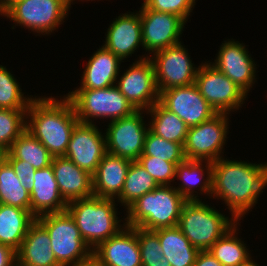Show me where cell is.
Returning a JSON list of instances; mask_svg holds the SVG:
<instances>
[{"label":"cell","instance_id":"44","mask_svg":"<svg viewBox=\"0 0 267 266\" xmlns=\"http://www.w3.org/2000/svg\"><path fill=\"white\" fill-rule=\"evenodd\" d=\"M243 266H260L257 262H255V260H251L248 264L243 265Z\"/></svg>","mask_w":267,"mask_h":266},{"label":"cell","instance_id":"39","mask_svg":"<svg viewBox=\"0 0 267 266\" xmlns=\"http://www.w3.org/2000/svg\"><path fill=\"white\" fill-rule=\"evenodd\" d=\"M3 157L11 164L21 185L26 186L29 192L34 187V175L36 169L25 161L15 159L9 152L3 153Z\"/></svg>","mask_w":267,"mask_h":266},{"label":"cell","instance_id":"14","mask_svg":"<svg viewBox=\"0 0 267 266\" xmlns=\"http://www.w3.org/2000/svg\"><path fill=\"white\" fill-rule=\"evenodd\" d=\"M139 9L142 41L145 53L155 52L181 43L186 22L178 15L148 9L143 3Z\"/></svg>","mask_w":267,"mask_h":266},{"label":"cell","instance_id":"5","mask_svg":"<svg viewBox=\"0 0 267 266\" xmlns=\"http://www.w3.org/2000/svg\"><path fill=\"white\" fill-rule=\"evenodd\" d=\"M202 200L186 201L182 207L178 227L199 251L210 247L238 221Z\"/></svg>","mask_w":267,"mask_h":266},{"label":"cell","instance_id":"11","mask_svg":"<svg viewBox=\"0 0 267 266\" xmlns=\"http://www.w3.org/2000/svg\"><path fill=\"white\" fill-rule=\"evenodd\" d=\"M143 112L147 111L136 110L126 117L109 122L105 131L106 152L131 161L139 159L149 130Z\"/></svg>","mask_w":267,"mask_h":266},{"label":"cell","instance_id":"13","mask_svg":"<svg viewBox=\"0 0 267 266\" xmlns=\"http://www.w3.org/2000/svg\"><path fill=\"white\" fill-rule=\"evenodd\" d=\"M116 82L120 92L136 110H149L159 102L154 67L149 54L139 56Z\"/></svg>","mask_w":267,"mask_h":266},{"label":"cell","instance_id":"32","mask_svg":"<svg viewBox=\"0 0 267 266\" xmlns=\"http://www.w3.org/2000/svg\"><path fill=\"white\" fill-rule=\"evenodd\" d=\"M15 159L30 163L35 169H43L52 164L53 156L30 132L25 130L8 151Z\"/></svg>","mask_w":267,"mask_h":266},{"label":"cell","instance_id":"27","mask_svg":"<svg viewBox=\"0 0 267 266\" xmlns=\"http://www.w3.org/2000/svg\"><path fill=\"white\" fill-rule=\"evenodd\" d=\"M159 238L162 254L172 266H193L198 253L178 226L153 231Z\"/></svg>","mask_w":267,"mask_h":266},{"label":"cell","instance_id":"47","mask_svg":"<svg viewBox=\"0 0 267 266\" xmlns=\"http://www.w3.org/2000/svg\"><path fill=\"white\" fill-rule=\"evenodd\" d=\"M3 157V153L0 151V159Z\"/></svg>","mask_w":267,"mask_h":266},{"label":"cell","instance_id":"29","mask_svg":"<svg viewBox=\"0 0 267 266\" xmlns=\"http://www.w3.org/2000/svg\"><path fill=\"white\" fill-rule=\"evenodd\" d=\"M146 114L150 115L149 129L167 141L185 143L189 127L175 113L155 103Z\"/></svg>","mask_w":267,"mask_h":266},{"label":"cell","instance_id":"4","mask_svg":"<svg viewBox=\"0 0 267 266\" xmlns=\"http://www.w3.org/2000/svg\"><path fill=\"white\" fill-rule=\"evenodd\" d=\"M115 199L90 196L67 204L81 237L93 251L100 243L116 235L125 227L116 208ZM123 225V226H122Z\"/></svg>","mask_w":267,"mask_h":266},{"label":"cell","instance_id":"18","mask_svg":"<svg viewBox=\"0 0 267 266\" xmlns=\"http://www.w3.org/2000/svg\"><path fill=\"white\" fill-rule=\"evenodd\" d=\"M92 255L102 266H142L137 227L125 225L116 235L100 243Z\"/></svg>","mask_w":267,"mask_h":266},{"label":"cell","instance_id":"2","mask_svg":"<svg viewBox=\"0 0 267 266\" xmlns=\"http://www.w3.org/2000/svg\"><path fill=\"white\" fill-rule=\"evenodd\" d=\"M78 122L74 107L65 95L60 100L52 96L35 97L26 112V130L53 157L65 156L72 131Z\"/></svg>","mask_w":267,"mask_h":266},{"label":"cell","instance_id":"10","mask_svg":"<svg viewBox=\"0 0 267 266\" xmlns=\"http://www.w3.org/2000/svg\"><path fill=\"white\" fill-rule=\"evenodd\" d=\"M229 115L217 113L208 121L190 127L183 145L185 158L214 162L223 157L229 133Z\"/></svg>","mask_w":267,"mask_h":266},{"label":"cell","instance_id":"31","mask_svg":"<svg viewBox=\"0 0 267 266\" xmlns=\"http://www.w3.org/2000/svg\"><path fill=\"white\" fill-rule=\"evenodd\" d=\"M158 186L157 182L138 161H131L123 190L116 201L128 209L139 197Z\"/></svg>","mask_w":267,"mask_h":266},{"label":"cell","instance_id":"16","mask_svg":"<svg viewBox=\"0 0 267 266\" xmlns=\"http://www.w3.org/2000/svg\"><path fill=\"white\" fill-rule=\"evenodd\" d=\"M159 103L175 113L189 128L208 121L217 114L195 84L160 91Z\"/></svg>","mask_w":267,"mask_h":266},{"label":"cell","instance_id":"42","mask_svg":"<svg viewBox=\"0 0 267 266\" xmlns=\"http://www.w3.org/2000/svg\"><path fill=\"white\" fill-rule=\"evenodd\" d=\"M71 266H102V264L93 255H91L86 260L80 261L77 264Z\"/></svg>","mask_w":267,"mask_h":266},{"label":"cell","instance_id":"22","mask_svg":"<svg viewBox=\"0 0 267 266\" xmlns=\"http://www.w3.org/2000/svg\"><path fill=\"white\" fill-rule=\"evenodd\" d=\"M176 179H180L181 181L177 187L174 185V188L187 201L202 200V198L200 199V196H198L200 194L211 197L212 162L207 160L185 159L176 166L175 180ZM194 189L200 191V193Z\"/></svg>","mask_w":267,"mask_h":266},{"label":"cell","instance_id":"15","mask_svg":"<svg viewBox=\"0 0 267 266\" xmlns=\"http://www.w3.org/2000/svg\"><path fill=\"white\" fill-rule=\"evenodd\" d=\"M105 153V133L96 124L78 122L72 131L65 157L93 175Z\"/></svg>","mask_w":267,"mask_h":266},{"label":"cell","instance_id":"28","mask_svg":"<svg viewBox=\"0 0 267 266\" xmlns=\"http://www.w3.org/2000/svg\"><path fill=\"white\" fill-rule=\"evenodd\" d=\"M239 221L208 250L223 266H243L253 260L244 240L238 238Z\"/></svg>","mask_w":267,"mask_h":266},{"label":"cell","instance_id":"26","mask_svg":"<svg viewBox=\"0 0 267 266\" xmlns=\"http://www.w3.org/2000/svg\"><path fill=\"white\" fill-rule=\"evenodd\" d=\"M36 217L28 210L0 204V244L18 251Z\"/></svg>","mask_w":267,"mask_h":266},{"label":"cell","instance_id":"46","mask_svg":"<svg viewBox=\"0 0 267 266\" xmlns=\"http://www.w3.org/2000/svg\"><path fill=\"white\" fill-rule=\"evenodd\" d=\"M68 3H69V5L71 6V4L73 3V1L74 0H66Z\"/></svg>","mask_w":267,"mask_h":266},{"label":"cell","instance_id":"19","mask_svg":"<svg viewBox=\"0 0 267 266\" xmlns=\"http://www.w3.org/2000/svg\"><path fill=\"white\" fill-rule=\"evenodd\" d=\"M103 46L122 61L143 48L142 26L139 11L120 14L110 23Z\"/></svg>","mask_w":267,"mask_h":266},{"label":"cell","instance_id":"40","mask_svg":"<svg viewBox=\"0 0 267 266\" xmlns=\"http://www.w3.org/2000/svg\"><path fill=\"white\" fill-rule=\"evenodd\" d=\"M0 266H17V251L0 244Z\"/></svg>","mask_w":267,"mask_h":266},{"label":"cell","instance_id":"8","mask_svg":"<svg viewBox=\"0 0 267 266\" xmlns=\"http://www.w3.org/2000/svg\"><path fill=\"white\" fill-rule=\"evenodd\" d=\"M70 8L66 0H19L4 12L3 17L34 34L51 35L65 22Z\"/></svg>","mask_w":267,"mask_h":266},{"label":"cell","instance_id":"30","mask_svg":"<svg viewBox=\"0 0 267 266\" xmlns=\"http://www.w3.org/2000/svg\"><path fill=\"white\" fill-rule=\"evenodd\" d=\"M0 204L31 212L30 192L21 185L13 167L4 157L0 159Z\"/></svg>","mask_w":267,"mask_h":266},{"label":"cell","instance_id":"6","mask_svg":"<svg viewBox=\"0 0 267 266\" xmlns=\"http://www.w3.org/2000/svg\"><path fill=\"white\" fill-rule=\"evenodd\" d=\"M66 97L71 101L77 118L82 123L94 124V120L98 118H110L111 122L136 111L116 85L102 89L75 88Z\"/></svg>","mask_w":267,"mask_h":266},{"label":"cell","instance_id":"24","mask_svg":"<svg viewBox=\"0 0 267 266\" xmlns=\"http://www.w3.org/2000/svg\"><path fill=\"white\" fill-rule=\"evenodd\" d=\"M34 181V187L30 192V201L31 213L35 217L67 209V203L60 194L52 165L36 169Z\"/></svg>","mask_w":267,"mask_h":266},{"label":"cell","instance_id":"45","mask_svg":"<svg viewBox=\"0 0 267 266\" xmlns=\"http://www.w3.org/2000/svg\"><path fill=\"white\" fill-rule=\"evenodd\" d=\"M0 15H1V17L4 16V12L2 11L1 3H0Z\"/></svg>","mask_w":267,"mask_h":266},{"label":"cell","instance_id":"1","mask_svg":"<svg viewBox=\"0 0 267 266\" xmlns=\"http://www.w3.org/2000/svg\"><path fill=\"white\" fill-rule=\"evenodd\" d=\"M267 186V163L229 160L212 162V199H221L237 221L258 203ZM253 207V208H252Z\"/></svg>","mask_w":267,"mask_h":266},{"label":"cell","instance_id":"23","mask_svg":"<svg viewBox=\"0 0 267 266\" xmlns=\"http://www.w3.org/2000/svg\"><path fill=\"white\" fill-rule=\"evenodd\" d=\"M122 62L124 61L101 45L87 62L81 86L77 89H102L116 85Z\"/></svg>","mask_w":267,"mask_h":266},{"label":"cell","instance_id":"9","mask_svg":"<svg viewBox=\"0 0 267 266\" xmlns=\"http://www.w3.org/2000/svg\"><path fill=\"white\" fill-rule=\"evenodd\" d=\"M195 85L216 113L230 114L242 107L247 94L210 61L199 65ZM231 111V112H230Z\"/></svg>","mask_w":267,"mask_h":266},{"label":"cell","instance_id":"21","mask_svg":"<svg viewBox=\"0 0 267 266\" xmlns=\"http://www.w3.org/2000/svg\"><path fill=\"white\" fill-rule=\"evenodd\" d=\"M52 168L66 203L93 196L92 175L65 156L53 157Z\"/></svg>","mask_w":267,"mask_h":266},{"label":"cell","instance_id":"36","mask_svg":"<svg viewBox=\"0 0 267 266\" xmlns=\"http://www.w3.org/2000/svg\"><path fill=\"white\" fill-rule=\"evenodd\" d=\"M142 266H172L163 256L158 236L153 231L137 227Z\"/></svg>","mask_w":267,"mask_h":266},{"label":"cell","instance_id":"17","mask_svg":"<svg viewBox=\"0 0 267 266\" xmlns=\"http://www.w3.org/2000/svg\"><path fill=\"white\" fill-rule=\"evenodd\" d=\"M219 49L216 59L210 63L248 95L257 82L258 71L245 44L228 39Z\"/></svg>","mask_w":267,"mask_h":266},{"label":"cell","instance_id":"12","mask_svg":"<svg viewBox=\"0 0 267 266\" xmlns=\"http://www.w3.org/2000/svg\"><path fill=\"white\" fill-rule=\"evenodd\" d=\"M182 44L181 42L149 55L159 92L195 84L199 66L192 63L187 48Z\"/></svg>","mask_w":267,"mask_h":266},{"label":"cell","instance_id":"35","mask_svg":"<svg viewBox=\"0 0 267 266\" xmlns=\"http://www.w3.org/2000/svg\"><path fill=\"white\" fill-rule=\"evenodd\" d=\"M141 156H153L176 165L186 159L183 146L180 143L167 141L154 134L150 129L146 134Z\"/></svg>","mask_w":267,"mask_h":266},{"label":"cell","instance_id":"34","mask_svg":"<svg viewBox=\"0 0 267 266\" xmlns=\"http://www.w3.org/2000/svg\"><path fill=\"white\" fill-rule=\"evenodd\" d=\"M27 110L0 109V151L8 152L26 130Z\"/></svg>","mask_w":267,"mask_h":266},{"label":"cell","instance_id":"3","mask_svg":"<svg viewBox=\"0 0 267 266\" xmlns=\"http://www.w3.org/2000/svg\"><path fill=\"white\" fill-rule=\"evenodd\" d=\"M186 201L173 185L158 186L139 197L126 210L123 221L127 226L148 231L175 227Z\"/></svg>","mask_w":267,"mask_h":266},{"label":"cell","instance_id":"37","mask_svg":"<svg viewBox=\"0 0 267 266\" xmlns=\"http://www.w3.org/2000/svg\"><path fill=\"white\" fill-rule=\"evenodd\" d=\"M159 186L172 185L175 181L176 164L153 156H140L137 160Z\"/></svg>","mask_w":267,"mask_h":266},{"label":"cell","instance_id":"20","mask_svg":"<svg viewBox=\"0 0 267 266\" xmlns=\"http://www.w3.org/2000/svg\"><path fill=\"white\" fill-rule=\"evenodd\" d=\"M131 160L106 152L92 175L93 195L117 199L123 190Z\"/></svg>","mask_w":267,"mask_h":266},{"label":"cell","instance_id":"41","mask_svg":"<svg viewBox=\"0 0 267 266\" xmlns=\"http://www.w3.org/2000/svg\"><path fill=\"white\" fill-rule=\"evenodd\" d=\"M193 266H223L208 251H200Z\"/></svg>","mask_w":267,"mask_h":266},{"label":"cell","instance_id":"33","mask_svg":"<svg viewBox=\"0 0 267 266\" xmlns=\"http://www.w3.org/2000/svg\"><path fill=\"white\" fill-rule=\"evenodd\" d=\"M24 94L12 72L0 65V109L28 110L35 96Z\"/></svg>","mask_w":267,"mask_h":266},{"label":"cell","instance_id":"7","mask_svg":"<svg viewBox=\"0 0 267 266\" xmlns=\"http://www.w3.org/2000/svg\"><path fill=\"white\" fill-rule=\"evenodd\" d=\"M47 230L51 248L61 266L75 265L92 255V250L81 237L76 223L67 210L36 217Z\"/></svg>","mask_w":267,"mask_h":266},{"label":"cell","instance_id":"25","mask_svg":"<svg viewBox=\"0 0 267 266\" xmlns=\"http://www.w3.org/2000/svg\"><path fill=\"white\" fill-rule=\"evenodd\" d=\"M17 266H61L51 248L47 230L35 220L17 251Z\"/></svg>","mask_w":267,"mask_h":266},{"label":"cell","instance_id":"43","mask_svg":"<svg viewBox=\"0 0 267 266\" xmlns=\"http://www.w3.org/2000/svg\"><path fill=\"white\" fill-rule=\"evenodd\" d=\"M16 1H19V0H0L2 11L5 12Z\"/></svg>","mask_w":267,"mask_h":266},{"label":"cell","instance_id":"38","mask_svg":"<svg viewBox=\"0 0 267 266\" xmlns=\"http://www.w3.org/2000/svg\"><path fill=\"white\" fill-rule=\"evenodd\" d=\"M143 4L153 11L178 15L187 23L196 0H143Z\"/></svg>","mask_w":267,"mask_h":266}]
</instances>
